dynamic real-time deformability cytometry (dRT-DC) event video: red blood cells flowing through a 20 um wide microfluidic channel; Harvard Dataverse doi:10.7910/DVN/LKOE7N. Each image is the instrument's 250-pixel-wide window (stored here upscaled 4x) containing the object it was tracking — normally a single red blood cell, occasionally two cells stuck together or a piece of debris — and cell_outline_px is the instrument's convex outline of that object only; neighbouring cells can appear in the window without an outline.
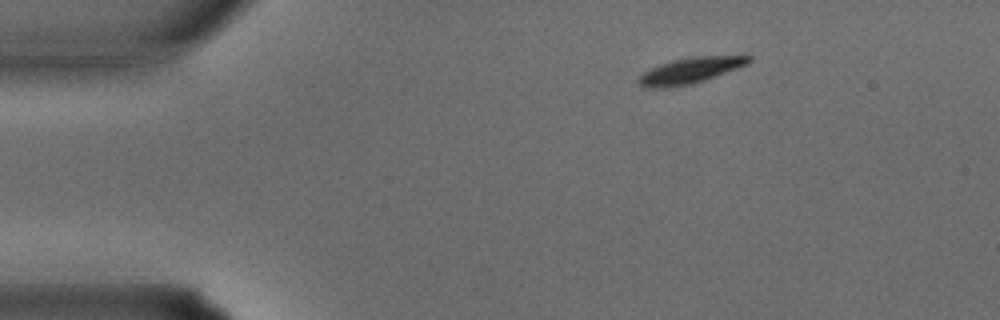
{"species": "common noctule bat (a hibernating species)", "species_latin": "Nyctalus noctula", "temperature_condition": "warm", "stored_images_in_passage": 30, "camera_frame_rate_fps": 3000, "um_per_image_px": 0.085, "animal": {"sex": "male", "body_mass_g": 15.6}, "frame": {"image": 1, "passage_image": 1, "time_ms": 0.0, "image_size_px": [1000, 320], "cell_outline_px": [[752, 60], [748, 64], [716, 76], [692, 84], [664, 88], [648, 88], [640, 84], [640, 76], [644, 72], [660, 64], [672, 60], [692, 56], [752, 56]], "centroid_in_image_um": [58.7, 5.99], "position_along_channel_um": 26.3, "area_um2": 16.36}}
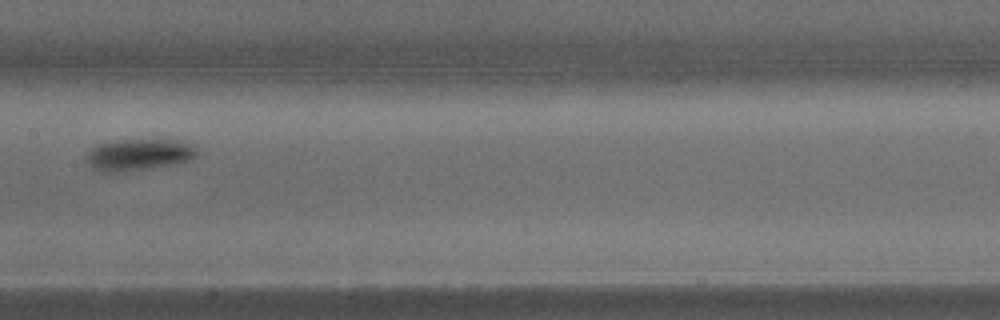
{"frame": {"image": 2, "passage_image": 13, "time_ms": 4.0, "image_size_px": [1000, 320], "cell_outline_px": [[196, 156], [192, 160], [148, 168], [116, 172], [108, 172], [92, 168], [88, 164], [84, 152], [96, 144], [116, 140], [180, 140], [192, 144], [196, 148]], "centroid_in_image_um": [11.74, 13.13], "position_along_channel_um": 195.7, "area_um2": 20.35}}
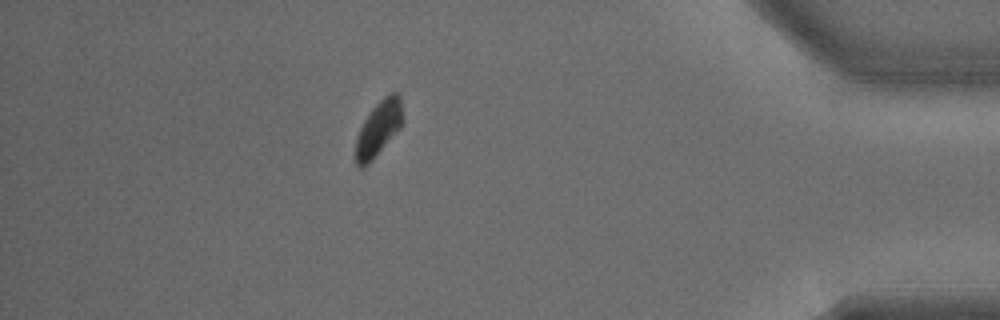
{"frame": {"image": 3, "passage_image": 26, "time_ms": 8.333, "image_size_px": [1000, 320], "cell_outline_px": [[404, 124], [372, 160], [368, 164], [360, 168], [356, 164], [356, 136], [364, 120], [372, 108], [384, 96], [392, 92], [400, 92], [404, 120]], "centroid_in_image_um": [32.22, 10.88], "position_along_channel_um": 403.0, "area_um2": 15.26}}